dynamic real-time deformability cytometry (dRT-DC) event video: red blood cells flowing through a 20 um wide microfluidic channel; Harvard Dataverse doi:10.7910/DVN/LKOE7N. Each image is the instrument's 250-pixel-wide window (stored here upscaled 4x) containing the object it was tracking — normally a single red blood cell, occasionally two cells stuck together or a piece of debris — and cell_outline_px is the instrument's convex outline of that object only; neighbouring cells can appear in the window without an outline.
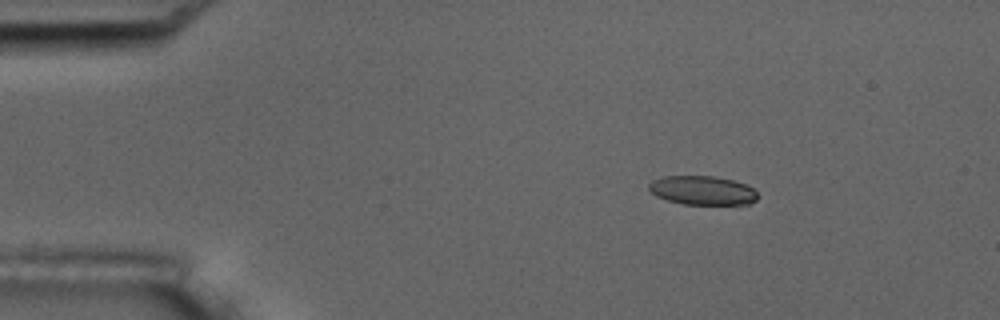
{"species": "common noctule bat (a hibernating species)", "species_latin": "Nyctalus noctula", "temperature_condition": "room temperature", "stored_images_in_passage": 4, "camera_frame_rate_fps": 3000, "um_per_image_px": 0.085, "animal": {"sex": "male", "body_mass_g": 17.5, "forearm_length_mm": 52.3}, "frame": {"image": 1, "passage_image": 1, "time_ms": 0.0, "image_size_px": [1000, 320], "cell_outline_px": [[756, 200], [748, 204], [684, 204], [668, 200], [656, 196], [648, 188], [648, 184], [652, 180], [664, 176], [712, 176], [732, 180], [744, 184], [752, 188], [756, 192]], "centroid_in_image_um": [59.67, 16.18], "position_along_channel_um": 25.3, "area_um2": 18.15}}